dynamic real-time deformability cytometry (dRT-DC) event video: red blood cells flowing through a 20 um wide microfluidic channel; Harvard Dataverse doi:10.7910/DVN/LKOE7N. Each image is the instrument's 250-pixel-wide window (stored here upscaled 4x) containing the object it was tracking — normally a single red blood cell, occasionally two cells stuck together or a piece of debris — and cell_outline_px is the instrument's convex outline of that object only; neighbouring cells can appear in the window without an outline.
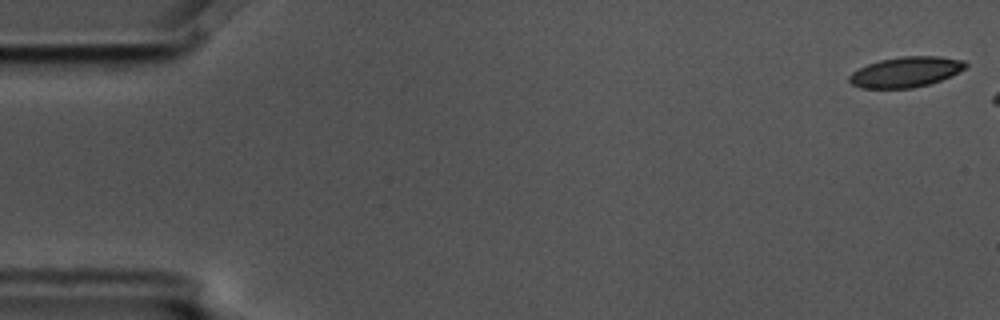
{"species": "common noctule bat (a hibernating species)", "species_latin": "Nyctalus noctula", "temperature_condition": "cold", "stored_images_in_passage": 3, "camera_frame_rate_fps": 3000, "um_per_image_px": 0.085, "animal": {"sex": "male", "body_mass_g": 17.5, "forearm_length_mm": 52.3}, "frame": {"image": 1, "passage_image": 1, "time_ms": 0.0, "image_size_px": [1000, 320], "cell_outline_px": [[968, 64], [964, 68], [940, 80], [928, 84], [912, 88], [860, 88], [852, 84], [848, 80], [848, 76], [852, 72], [868, 64], [880, 60], [900, 56], [940, 56], [964, 60]], "centroid_in_image_um": [76.96, 6.11], "position_along_channel_um": 8.0, "area_um2": 20.4}}